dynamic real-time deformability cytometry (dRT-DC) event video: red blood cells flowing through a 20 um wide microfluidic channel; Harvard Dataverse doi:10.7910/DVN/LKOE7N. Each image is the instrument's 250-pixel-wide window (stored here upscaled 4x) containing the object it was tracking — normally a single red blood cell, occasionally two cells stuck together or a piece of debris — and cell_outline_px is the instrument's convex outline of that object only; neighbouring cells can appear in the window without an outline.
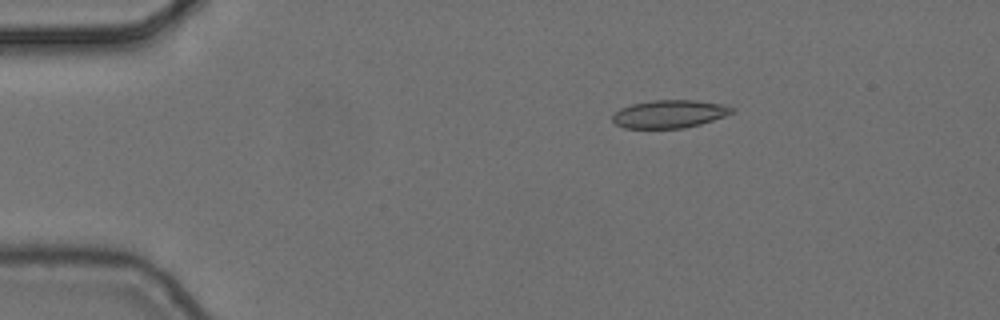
{"species": "common noctule bat (a hibernating species)", "species_latin": "Nyctalus noctula", "temperature_condition": "cold", "stored_images_in_passage": 4, "camera_frame_rate_fps": 3000, "um_per_image_px": 0.085, "animal": {"sex": "female", "body_mass_g": 24.6, "forearm_length_mm": 56.2}, "frame": {"image": 1, "passage_image": 2, "time_ms": 0.333, "image_size_px": [1000, 320], "cell_outline_px": [[736, 112], [700, 124], [684, 128], [624, 128], [616, 124], [612, 120], [612, 116], [620, 108], [632, 104], [652, 100], [692, 100], [724, 104], [736, 108]], "centroid_in_image_um": [56.93, 9.68], "position_along_channel_um": 28.1, "area_um2": 19.48}}